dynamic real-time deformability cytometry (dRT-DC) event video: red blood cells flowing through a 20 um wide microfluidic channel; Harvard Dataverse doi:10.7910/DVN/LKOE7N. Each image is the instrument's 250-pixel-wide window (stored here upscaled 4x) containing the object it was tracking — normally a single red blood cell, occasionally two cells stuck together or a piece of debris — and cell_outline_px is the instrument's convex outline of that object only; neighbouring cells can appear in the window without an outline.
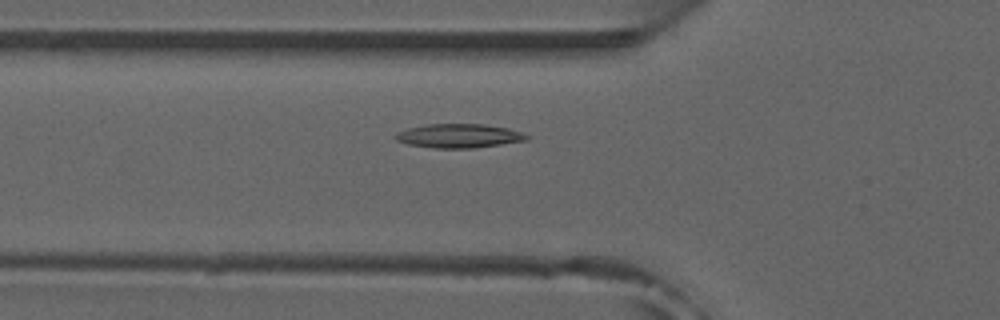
{"species": "common noctule bat (a hibernating species)", "species_latin": "Nyctalus noctula", "temperature_condition": "room temperature", "stored_images_in_passage": 39, "camera_frame_rate_fps": 3000, "um_per_image_px": 0.085, "animal": {"sex": "male", "forearm_length_mm": 52.5}, "frame": {"image": 1, "passage_image": 12, "time_ms": 3.667, "image_size_px": [1000, 320], "cell_outline_px": [[528, 140], [472, 148], [432, 148], [408, 144], [396, 140], [392, 136], [396, 132], [408, 128], [428, 124], [484, 124], [508, 128], [524, 132], [528, 136]], "centroid_in_image_um": [38.99, 11.54], "position_along_channel_um": 86.8, "area_um2": 18.38}}
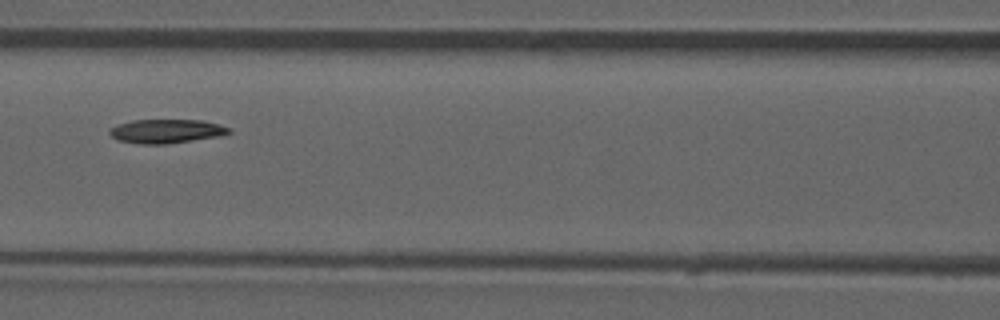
{"frame": {"image": 2, "passage_image": 17, "time_ms": 5.333, "image_size_px": [1000, 320], "cell_outline_px": [[232, 132], [224, 136], [164, 144], [140, 144], [116, 140], [108, 132], [108, 128], [132, 120], [204, 120], [220, 124], [232, 128]], "centroid_in_image_um": [14.19, 11.15], "position_along_channel_um": 152.4, "area_um2": 16.94}}